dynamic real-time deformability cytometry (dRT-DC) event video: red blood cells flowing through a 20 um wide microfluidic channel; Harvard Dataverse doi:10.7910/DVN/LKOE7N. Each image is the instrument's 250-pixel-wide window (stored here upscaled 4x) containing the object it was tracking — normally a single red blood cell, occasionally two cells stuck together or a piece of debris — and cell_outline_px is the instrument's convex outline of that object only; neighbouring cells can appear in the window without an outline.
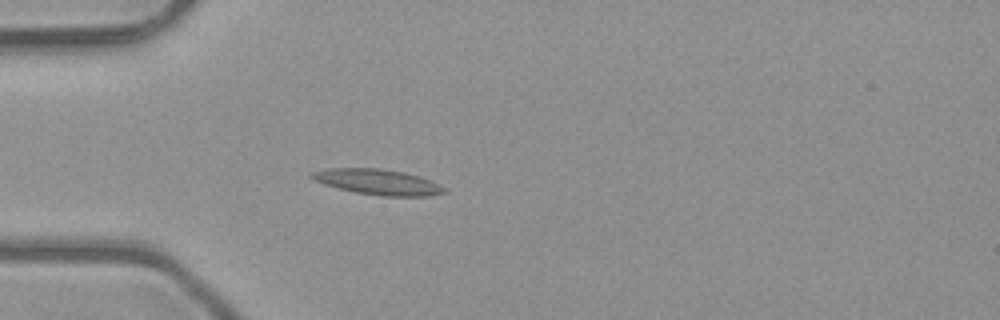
{"species": "common noctule bat (a hibernating species)", "species_latin": "Nyctalus noctula", "temperature_condition": "room temperature", "stored_images_in_passage": 4, "camera_frame_rate_fps": 3000, "um_per_image_px": 0.085, "animal": {"sex": "male", "body_mass_g": 23.1, "forearm_length_mm": 52.7}, "frame": {"image": 1, "passage_image": 4, "time_ms": 1.0, "image_size_px": [1000, 320], "cell_outline_px": [[448, 192], [428, 196], [380, 196], [356, 192], [324, 184], [308, 176], [308, 172], [328, 168], [380, 168], [404, 172], [420, 176], [444, 188]], "centroid_in_image_um": [32.07, 15.46], "position_along_channel_um": 52.9, "area_um2": 19.59}}